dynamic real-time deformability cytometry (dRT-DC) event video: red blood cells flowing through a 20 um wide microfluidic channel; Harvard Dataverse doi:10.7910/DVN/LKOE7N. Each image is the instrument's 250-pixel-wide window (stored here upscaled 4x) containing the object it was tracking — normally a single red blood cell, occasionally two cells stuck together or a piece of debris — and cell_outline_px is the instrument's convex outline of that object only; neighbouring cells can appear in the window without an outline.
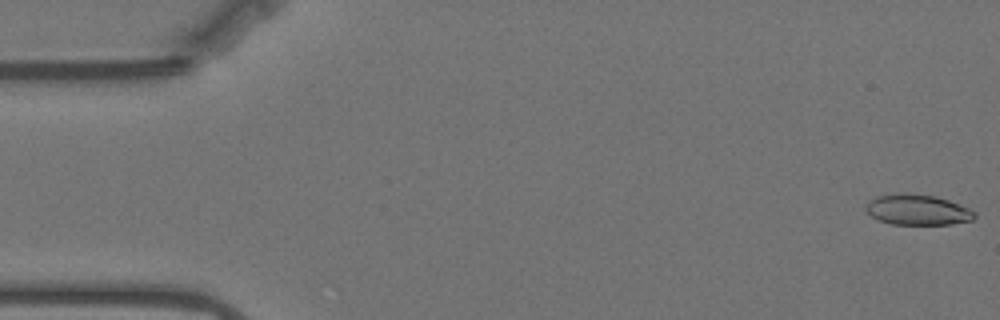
{"species": "Egyptian fruit bat (a non-hibernating species)", "species_latin": "Rousettus aegyptiacus", "temperature_condition": "warm", "stored_images_in_passage": 1, "camera_frame_rate_fps": 3000, "um_per_image_px": 0.085, "animal": {"sex": "female"}, "frame": {"image": 1, "passage_image": 1, "time_ms": 0.0, "image_size_px": [1000, 320], "cell_outline_px": [[976, 216], [972, 220], [952, 224], [892, 224], [880, 220], [872, 216], [864, 208], [868, 200], [876, 196], [936, 196], [948, 200], [968, 208], [976, 212]], "centroid_in_image_um": [78.02, 17.88], "position_along_channel_um": 7.0, "area_um2": 18.5}}